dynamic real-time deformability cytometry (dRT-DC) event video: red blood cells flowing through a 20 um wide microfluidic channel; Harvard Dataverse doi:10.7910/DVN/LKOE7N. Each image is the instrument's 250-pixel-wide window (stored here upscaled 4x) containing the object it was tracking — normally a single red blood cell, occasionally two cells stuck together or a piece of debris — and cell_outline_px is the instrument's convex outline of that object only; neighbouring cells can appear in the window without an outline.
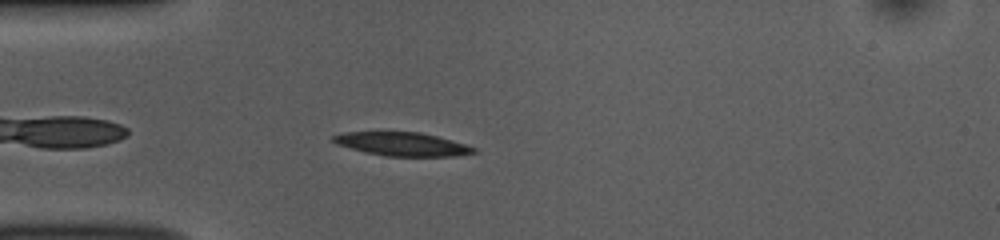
{"species": "common noctule bat (a hibernating species)", "species_latin": "Nyctalus noctula", "temperature_condition": "room temperature", "stored_images_in_passage": 42, "camera_frame_rate_fps": 3000, "um_per_image_px": 0.085, "animal": {"sex": "female", "body_mass_g": 10.0, "forearm_length_mm": 53.1}, "frame": {"image": 1, "passage_image": 4, "time_ms": 1.0, "image_size_px": [1000, 240], "cell_outline_px": [[476, 152], [456, 156], [384, 156], [364, 152], [336, 144], [332, 140], [332, 136], [340, 132], [420, 132], [452, 140], [476, 148]], "centroid_in_image_um": [34.15, 12.25], "position_along_channel_um": 50.9, "area_um2": 19.25}}
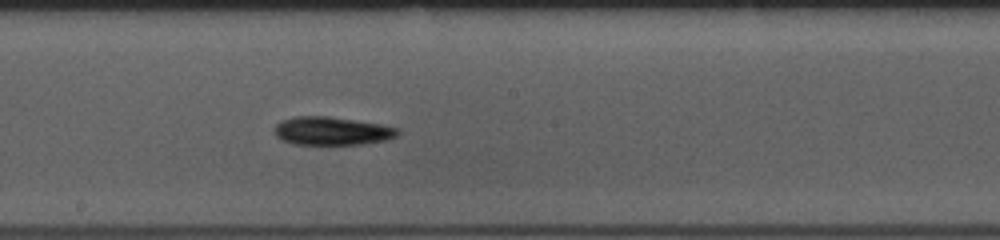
{"frame": {"image": 2, "passage_image": 18, "time_ms": 5.667, "image_size_px": [1000, 240], "cell_outline_px": [[400, 132], [396, 136], [388, 140], [364, 144], [296, 144], [280, 140], [276, 136], [276, 124], [280, 120], [296, 116], [328, 116], [380, 124], [400, 128]], "centroid_in_image_um": [28.23, 11.13], "position_along_channel_um": 220.0, "area_um2": 20.35}}
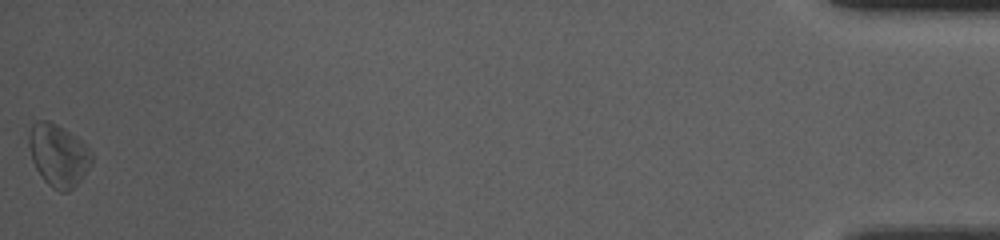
{"frame": {"image": 3, "passage_image": 42, "time_ms": 13.667, "image_size_px": [1000, 240], "cell_outline_px": [[92, 164], [84, 176], [68, 192], [60, 192], [52, 188], [44, 180], [36, 168], [32, 160], [28, 148], [28, 132], [32, 124], [36, 120], [48, 120], [64, 128], [76, 136], [92, 152]], "centroid_in_image_um": [4.94, 13.18], "position_along_channel_um": 430.3, "area_um2": 23.0}, "authors_computed_cell_mechanics": {"area_um2": 20.3745, "velocity_mm_per_s": 3.8177, "shape_relaxation_time_tau1_ms": 1.9497, "shape_relaxation_time_tau2_ms": null, "deformation_change_tau1": 0.0895, "deformation_change_tau2": null}}